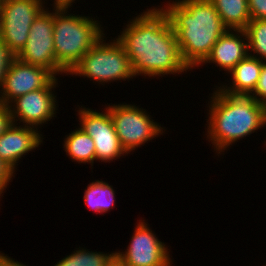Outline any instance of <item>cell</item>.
I'll list each match as a JSON object with an SVG mask.
<instances>
[{"instance_id":"9c48e42d","label":"cell","mask_w":266,"mask_h":266,"mask_svg":"<svg viewBox=\"0 0 266 266\" xmlns=\"http://www.w3.org/2000/svg\"><path fill=\"white\" fill-rule=\"evenodd\" d=\"M58 84V78L54 77L44 88L12 100L8 104L12 122L39 129L54 119L59 108L54 92Z\"/></svg>"},{"instance_id":"ffe728a7","label":"cell","mask_w":266,"mask_h":266,"mask_svg":"<svg viewBox=\"0 0 266 266\" xmlns=\"http://www.w3.org/2000/svg\"><path fill=\"white\" fill-rule=\"evenodd\" d=\"M244 30L247 35L249 55L266 62V20H250Z\"/></svg>"},{"instance_id":"7c38bea8","label":"cell","mask_w":266,"mask_h":266,"mask_svg":"<svg viewBox=\"0 0 266 266\" xmlns=\"http://www.w3.org/2000/svg\"><path fill=\"white\" fill-rule=\"evenodd\" d=\"M53 78L47 69L26 64L15 57L6 70L0 102L8 105L19 96L44 88Z\"/></svg>"},{"instance_id":"7402d4cb","label":"cell","mask_w":266,"mask_h":266,"mask_svg":"<svg viewBox=\"0 0 266 266\" xmlns=\"http://www.w3.org/2000/svg\"><path fill=\"white\" fill-rule=\"evenodd\" d=\"M257 102L266 100V62H263L260 77L254 91L250 94Z\"/></svg>"},{"instance_id":"484cf974","label":"cell","mask_w":266,"mask_h":266,"mask_svg":"<svg viewBox=\"0 0 266 266\" xmlns=\"http://www.w3.org/2000/svg\"><path fill=\"white\" fill-rule=\"evenodd\" d=\"M0 266H27L0 252Z\"/></svg>"},{"instance_id":"603a6c76","label":"cell","mask_w":266,"mask_h":266,"mask_svg":"<svg viewBox=\"0 0 266 266\" xmlns=\"http://www.w3.org/2000/svg\"><path fill=\"white\" fill-rule=\"evenodd\" d=\"M251 20H266V0H247Z\"/></svg>"},{"instance_id":"5b68a950","label":"cell","mask_w":266,"mask_h":266,"mask_svg":"<svg viewBox=\"0 0 266 266\" xmlns=\"http://www.w3.org/2000/svg\"><path fill=\"white\" fill-rule=\"evenodd\" d=\"M105 34L80 59L68 75L89 78L93 83L105 85L114 81L136 78L124 46L115 37L107 41ZM106 39V40H105Z\"/></svg>"},{"instance_id":"3957f363","label":"cell","mask_w":266,"mask_h":266,"mask_svg":"<svg viewBox=\"0 0 266 266\" xmlns=\"http://www.w3.org/2000/svg\"><path fill=\"white\" fill-rule=\"evenodd\" d=\"M207 106V141L218 157L229 146L266 126L262 104L250 95H232L215 86ZM239 140V141H238Z\"/></svg>"},{"instance_id":"f1b7e54d","label":"cell","mask_w":266,"mask_h":266,"mask_svg":"<svg viewBox=\"0 0 266 266\" xmlns=\"http://www.w3.org/2000/svg\"><path fill=\"white\" fill-rule=\"evenodd\" d=\"M261 104H262V108H263L264 121L266 123V100H264Z\"/></svg>"},{"instance_id":"d4e9b609","label":"cell","mask_w":266,"mask_h":266,"mask_svg":"<svg viewBox=\"0 0 266 266\" xmlns=\"http://www.w3.org/2000/svg\"><path fill=\"white\" fill-rule=\"evenodd\" d=\"M12 124L10 109L8 105L0 102V136Z\"/></svg>"},{"instance_id":"9a60e30c","label":"cell","mask_w":266,"mask_h":266,"mask_svg":"<svg viewBox=\"0 0 266 266\" xmlns=\"http://www.w3.org/2000/svg\"><path fill=\"white\" fill-rule=\"evenodd\" d=\"M263 62L248 55L227 73L231 75L232 83H221L220 87H217L232 95H250L257 85Z\"/></svg>"},{"instance_id":"44dd1931","label":"cell","mask_w":266,"mask_h":266,"mask_svg":"<svg viewBox=\"0 0 266 266\" xmlns=\"http://www.w3.org/2000/svg\"><path fill=\"white\" fill-rule=\"evenodd\" d=\"M15 55L8 49V46L0 39V89L4 82V76Z\"/></svg>"},{"instance_id":"2e32d148","label":"cell","mask_w":266,"mask_h":266,"mask_svg":"<svg viewBox=\"0 0 266 266\" xmlns=\"http://www.w3.org/2000/svg\"><path fill=\"white\" fill-rule=\"evenodd\" d=\"M63 141L64 151L69 159L73 160L72 162L78 164L89 163L91 169L93 168L94 161H96V152L92 137L78 127L66 135Z\"/></svg>"},{"instance_id":"4316f807","label":"cell","mask_w":266,"mask_h":266,"mask_svg":"<svg viewBox=\"0 0 266 266\" xmlns=\"http://www.w3.org/2000/svg\"><path fill=\"white\" fill-rule=\"evenodd\" d=\"M106 266H126V265L115 255Z\"/></svg>"},{"instance_id":"cb8c5ba5","label":"cell","mask_w":266,"mask_h":266,"mask_svg":"<svg viewBox=\"0 0 266 266\" xmlns=\"http://www.w3.org/2000/svg\"><path fill=\"white\" fill-rule=\"evenodd\" d=\"M15 174L7 164H5L0 159V193L3 195L5 192L4 190L7 189V186L12 182V177L15 178Z\"/></svg>"},{"instance_id":"e0dca14e","label":"cell","mask_w":266,"mask_h":266,"mask_svg":"<svg viewBox=\"0 0 266 266\" xmlns=\"http://www.w3.org/2000/svg\"><path fill=\"white\" fill-rule=\"evenodd\" d=\"M227 29L244 30L251 20L247 0H210Z\"/></svg>"},{"instance_id":"ac0fdd59","label":"cell","mask_w":266,"mask_h":266,"mask_svg":"<svg viewBox=\"0 0 266 266\" xmlns=\"http://www.w3.org/2000/svg\"><path fill=\"white\" fill-rule=\"evenodd\" d=\"M84 193L85 205L97 214H105L115 206V191L108 182L94 180L86 186Z\"/></svg>"},{"instance_id":"4fadbf2b","label":"cell","mask_w":266,"mask_h":266,"mask_svg":"<svg viewBox=\"0 0 266 266\" xmlns=\"http://www.w3.org/2000/svg\"><path fill=\"white\" fill-rule=\"evenodd\" d=\"M40 132L36 128L21 124L18 126L12 122L0 136V159L14 173H16L19 160L43 143L44 138Z\"/></svg>"},{"instance_id":"5bb4252c","label":"cell","mask_w":266,"mask_h":266,"mask_svg":"<svg viewBox=\"0 0 266 266\" xmlns=\"http://www.w3.org/2000/svg\"><path fill=\"white\" fill-rule=\"evenodd\" d=\"M249 55L245 30L227 29L213 45L206 60L202 63H214L226 73L230 72L241 60Z\"/></svg>"},{"instance_id":"d6986e66","label":"cell","mask_w":266,"mask_h":266,"mask_svg":"<svg viewBox=\"0 0 266 266\" xmlns=\"http://www.w3.org/2000/svg\"><path fill=\"white\" fill-rule=\"evenodd\" d=\"M79 248V250L73 251L53 266H106L116 255L114 251L112 253H104L88 251L89 249H85V247Z\"/></svg>"},{"instance_id":"8992f818","label":"cell","mask_w":266,"mask_h":266,"mask_svg":"<svg viewBox=\"0 0 266 266\" xmlns=\"http://www.w3.org/2000/svg\"><path fill=\"white\" fill-rule=\"evenodd\" d=\"M109 110L119 142L127 154L144 146L153 138L166 131L161 124L154 122L149 112L134 104L120 103L106 105ZM151 117V118H150Z\"/></svg>"},{"instance_id":"6da1fadb","label":"cell","mask_w":266,"mask_h":266,"mask_svg":"<svg viewBox=\"0 0 266 266\" xmlns=\"http://www.w3.org/2000/svg\"><path fill=\"white\" fill-rule=\"evenodd\" d=\"M128 22L116 38L124 46L136 77L158 78L191 71L181 57L168 16L159 5L143 10Z\"/></svg>"},{"instance_id":"ba28073f","label":"cell","mask_w":266,"mask_h":266,"mask_svg":"<svg viewBox=\"0 0 266 266\" xmlns=\"http://www.w3.org/2000/svg\"><path fill=\"white\" fill-rule=\"evenodd\" d=\"M45 0H1L0 39L16 56L25 46L30 27L46 8Z\"/></svg>"},{"instance_id":"83f0119b","label":"cell","mask_w":266,"mask_h":266,"mask_svg":"<svg viewBox=\"0 0 266 266\" xmlns=\"http://www.w3.org/2000/svg\"><path fill=\"white\" fill-rule=\"evenodd\" d=\"M53 5H68L72 6L76 0H53Z\"/></svg>"},{"instance_id":"277c9868","label":"cell","mask_w":266,"mask_h":266,"mask_svg":"<svg viewBox=\"0 0 266 266\" xmlns=\"http://www.w3.org/2000/svg\"><path fill=\"white\" fill-rule=\"evenodd\" d=\"M71 7L53 5L55 57L67 73L104 34L98 18L70 14Z\"/></svg>"},{"instance_id":"30bf717a","label":"cell","mask_w":266,"mask_h":266,"mask_svg":"<svg viewBox=\"0 0 266 266\" xmlns=\"http://www.w3.org/2000/svg\"><path fill=\"white\" fill-rule=\"evenodd\" d=\"M79 127L90 137L95 145L96 161L110 163L127 155L122 148L116 130L114 128L109 110L104 111L86 108L84 105L78 107Z\"/></svg>"},{"instance_id":"52a82bcc","label":"cell","mask_w":266,"mask_h":266,"mask_svg":"<svg viewBox=\"0 0 266 266\" xmlns=\"http://www.w3.org/2000/svg\"><path fill=\"white\" fill-rule=\"evenodd\" d=\"M53 10L44 8L32 23L25 46L15 56L18 60L47 69L54 77L68 73L57 63L53 37Z\"/></svg>"},{"instance_id":"7a4b0ae2","label":"cell","mask_w":266,"mask_h":266,"mask_svg":"<svg viewBox=\"0 0 266 266\" xmlns=\"http://www.w3.org/2000/svg\"><path fill=\"white\" fill-rule=\"evenodd\" d=\"M160 7L177 36L184 63L190 70L203 66L213 45L227 30L213 3L210 0H173Z\"/></svg>"},{"instance_id":"8fae6325","label":"cell","mask_w":266,"mask_h":266,"mask_svg":"<svg viewBox=\"0 0 266 266\" xmlns=\"http://www.w3.org/2000/svg\"><path fill=\"white\" fill-rule=\"evenodd\" d=\"M136 224L126 250L116 251V256L126 266H172L167 245L158 239L145 220L140 219Z\"/></svg>"}]
</instances>
